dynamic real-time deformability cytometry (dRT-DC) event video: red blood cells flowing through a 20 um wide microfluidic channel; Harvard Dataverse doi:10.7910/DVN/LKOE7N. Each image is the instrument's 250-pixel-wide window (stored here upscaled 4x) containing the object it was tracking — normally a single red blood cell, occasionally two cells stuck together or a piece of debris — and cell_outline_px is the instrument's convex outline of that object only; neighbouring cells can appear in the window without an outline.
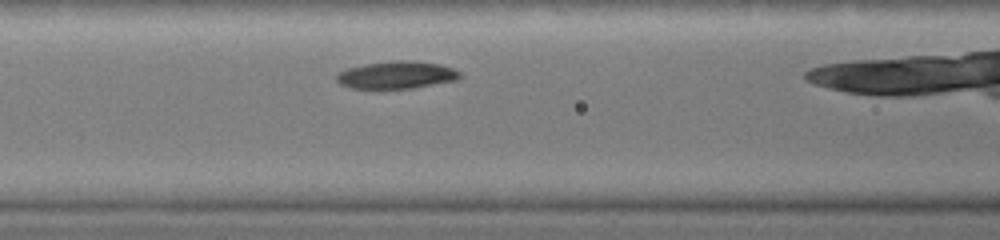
{"species": "common noctule bat (a hibernating species)", "species_latin": "Nyctalus noctula", "temperature_condition": "warm", "stored_images_in_passage": 21, "camera_frame_rate_fps": 3000, "um_per_image_px": 0.085, "animal": {"sex": "female", "body_mass_g": 19.0, "forearm_length_mm": 51.5}, "frame": {"image": 1, "passage_image": 5, "time_ms": 0.667, "image_size_px": [1000, 240], "cell_outline_px": [[460, 76], [456, 80], [412, 88], [352, 88], [340, 84], [336, 80], [336, 76], [340, 72], [348, 68], [364, 64], [396, 60], [416, 60], [440, 64], [452, 68], [460, 72]], "centroid_in_image_um": [33.71, 6.36], "position_along_channel_um": 132.9, "area_um2": 19.59}}
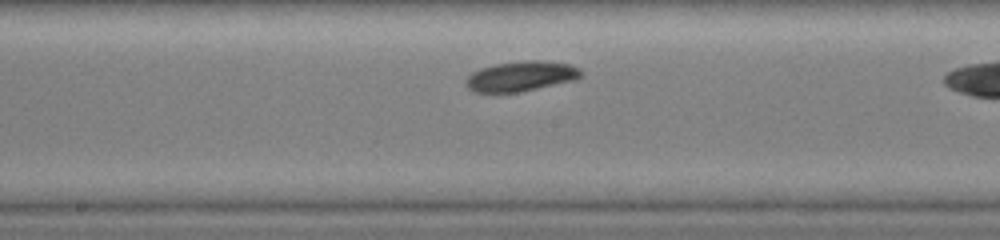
{"frame": {"image": 2, "passage_image": 12, "time_ms": 2.0, "image_size_px": [1000, 240], "cell_outline_px": [[584, 72], [576, 80], [520, 92], [476, 92], [468, 88], [464, 80], [472, 72], [480, 68], [496, 64], [528, 60], [540, 60], [572, 64], [580, 68]], "centroid_in_image_um": [44.32, 6.47], "position_along_channel_um": 203.9, "area_um2": 20.29}}
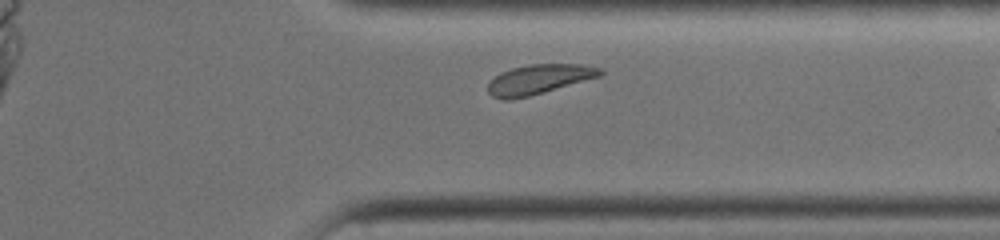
{"frame": {"image": 3, "passage_image": 19, "time_ms": 5.0, "image_size_px": [1000, 240], "cell_outline_px": [[604, 72], [600, 76], [544, 92], [512, 100], [500, 100], [492, 96], [488, 92], [488, 80], [500, 72], [512, 68], [528, 64], [580, 64], [600, 68]], "centroid_in_image_um": [45.74, 6.74], "position_along_channel_um": 365.7, "area_um2": 19.48}}